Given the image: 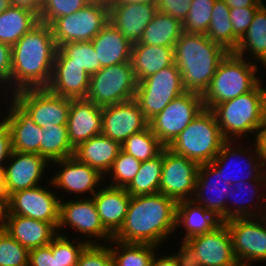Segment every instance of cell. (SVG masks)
<instances>
[{"instance_id": "25", "label": "cell", "mask_w": 266, "mask_h": 266, "mask_svg": "<svg viewBox=\"0 0 266 266\" xmlns=\"http://www.w3.org/2000/svg\"><path fill=\"white\" fill-rule=\"evenodd\" d=\"M253 142H254V147L251 146V148H253V150L251 148L248 149V147H246V150L244 151V149H242L243 147L240 145L237 146V148H236V146L234 148V145L236 143L234 140H227L221 146L219 153L216 155L214 160L211 162L219 170L222 177L226 180V183L230 184L231 186L237 182H241V181L245 182V180H246V182L247 181H261L266 176V174H265L266 170H264V172L262 170L263 166L261 163L258 147H257L255 141H253ZM251 154H253V157ZM242 155L245 157V162L247 163V164L245 163V165L244 164L243 165H244V167L247 165L248 169H249V170L247 169L249 172L246 171L247 172L246 176H247V178H249V180H247V178H245L246 176L245 177L243 176L244 178L242 176H240V178L238 179V177L233 176V174L231 173V170H230V173L226 171V167L227 166L229 167V165H230L228 163L229 162L228 160L232 159V157H238L239 158L241 156V158H242ZM240 161H241V159H240ZM228 167H227V169H228ZM238 172L240 173V171H238Z\"/></svg>"}, {"instance_id": "18", "label": "cell", "mask_w": 266, "mask_h": 266, "mask_svg": "<svg viewBox=\"0 0 266 266\" xmlns=\"http://www.w3.org/2000/svg\"><path fill=\"white\" fill-rule=\"evenodd\" d=\"M214 177L216 182H212L214 181ZM231 189L232 186L226 183V180L222 177L219 170L211 162L202 164L198 170L194 193L195 197H193L192 200L196 204L204 206L207 210L213 212L222 222H224L230 219L231 205H228L225 200L228 199L227 193L230 192ZM207 190L213 194L210 193L211 196L208 195L206 192ZM205 193H207V195H205Z\"/></svg>"}, {"instance_id": "12", "label": "cell", "mask_w": 266, "mask_h": 266, "mask_svg": "<svg viewBox=\"0 0 266 266\" xmlns=\"http://www.w3.org/2000/svg\"><path fill=\"white\" fill-rule=\"evenodd\" d=\"M238 262L246 265L266 261V215L261 217L232 218L224 221Z\"/></svg>"}, {"instance_id": "36", "label": "cell", "mask_w": 266, "mask_h": 266, "mask_svg": "<svg viewBox=\"0 0 266 266\" xmlns=\"http://www.w3.org/2000/svg\"><path fill=\"white\" fill-rule=\"evenodd\" d=\"M53 64H77L91 76L101 68L91 41L65 43L57 48Z\"/></svg>"}, {"instance_id": "23", "label": "cell", "mask_w": 266, "mask_h": 266, "mask_svg": "<svg viewBox=\"0 0 266 266\" xmlns=\"http://www.w3.org/2000/svg\"><path fill=\"white\" fill-rule=\"evenodd\" d=\"M109 22L113 24L130 42H140L144 29L157 12V4L132 3L128 5H109Z\"/></svg>"}, {"instance_id": "28", "label": "cell", "mask_w": 266, "mask_h": 266, "mask_svg": "<svg viewBox=\"0 0 266 266\" xmlns=\"http://www.w3.org/2000/svg\"><path fill=\"white\" fill-rule=\"evenodd\" d=\"M91 76L77 64H53L48 86L51 92L70 99L87 98Z\"/></svg>"}, {"instance_id": "39", "label": "cell", "mask_w": 266, "mask_h": 266, "mask_svg": "<svg viewBox=\"0 0 266 266\" xmlns=\"http://www.w3.org/2000/svg\"><path fill=\"white\" fill-rule=\"evenodd\" d=\"M110 242L116 245V248L110 246L114 266H150L158 249L150 244L124 243L114 239Z\"/></svg>"}, {"instance_id": "27", "label": "cell", "mask_w": 266, "mask_h": 266, "mask_svg": "<svg viewBox=\"0 0 266 266\" xmlns=\"http://www.w3.org/2000/svg\"><path fill=\"white\" fill-rule=\"evenodd\" d=\"M100 68L130 62L131 42L110 22L92 39Z\"/></svg>"}, {"instance_id": "4", "label": "cell", "mask_w": 266, "mask_h": 266, "mask_svg": "<svg viewBox=\"0 0 266 266\" xmlns=\"http://www.w3.org/2000/svg\"><path fill=\"white\" fill-rule=\"evenodd\" d=\"M212 111L226 140L253 132L256 139L266 125V87L260 82L248 93L217 104Z\"/></svg>"}, {"instance_id": "3", "label": "cell", "mask_w": 266, "mask_h": 266, "mask_svg": "<svg viewBox=\"0 0 266 266\" xmlns=\"http://www.w3.org/2000/svg\"><path fill=\"white\" fill-rule=\"evenodd\" d=\"M227 51L205 34L183 32L174 46V63L186 92L203 95Z\"/></svg>"}, {"instance_id": "58", "label": "cell", "mask_w": 266, "mask_h": 266, "mask_svg": "<svg viewBox=\"0 0 266 266\" xmlns=\"http://www.w3.org/2000/svg\"><path fill=\"white\" fill-rule=\"evenodd\" d=\"M158 254H156L153 259H152V262H151V265L150 266H178L173 254L169 255V256H161L158 258L157 256Z\"/></svg>"}, {"instance_id": "13", "label": "cell", "mask_w": 266, "mask_h": 266, "mask_svg": "<svg viewBox=\"0 0 266 266\" xmlns=\"http://www.w3.org/2000/svg\"><path fill=\"white\" fill-rule=\"evenodd\" d=\"M200 165L164 148L160 193L180 201L192 200ZM192 195V196H191Z\"/></svg>"}, {"instance_id": "1", "label": "cell", "mask_w": 266, "mask_h": 266, "mask_svg": "<svg viewBox=\"0 0 266 266\" xmlns=\"http://www.w3.org/2000/svg\"><path fill=\"white\" fill-rule=\"evenodd\" d=\"M177 202L162 194L131 196L127 214L114 240L159 247L176 228Z\"/></svg>"}, {"instance_id": "50", "label": "cell", "mask_w": 266, "mask_h": 266, "mask_svg": "<svg viewBox=\"0 0 266 266\" xmlns=\"http://www.w3.org/2000/svg\"><path fill=\"white\" fill-rule=\"evenodd\" d=\"M193 0H158L157 11L168 14L182 23L186 19Z\"/></svg>"}, {"instance_id": "45", "label": "cell", "mask_w": 266, "mask_h": 266, "mask_svg": "<svg viewBox=\"0 0 266 266\" xmlns=\"http://www.w3.org/2000/svg\"><path fill=\"white\" fill-rule=\"evenodd\" d=\"M88 3L89 0H44L39 22L50 25L56 18L76 13Z\"/></svg>"}, {"instance_id": "63", "label": "cell", "mask_w": 266, "mask_h": 266, "mask_svg": "<svg viewBox=\"0 0 266 266\" xmlns=\"http://www.w3.org/2000/svg\"><path fill=\"white\" fill-rule=\"evenodd\" d=\"M230 266H250V265H246V264H244V263H241V262H236L235 264H232V265H230Z\"/></svg>"}, {"instance_id": "9", "label": "cell", "mask_w": 266, "mask_h": 266, "mask_svg": "<svg viewBox=\"0 0 266 266\" xmlns=\"http://www.w3.org/2000/svg\"><path fill=\"white\" fill-rule=\"evenodd\" d=\"M108 22V5L90 2L76 13L56 18L50 27L59 48L65 43L92 41Z\"/></svg>"}, {"instance_id": "49", "label": "cell", "mask_w": 266, "mask_h": 266, "mask_svg": "<svg viewBox=\"0 0 266 266\" xmlns=\"http://www.w3.org/2000/svg\"><path fill=\"white\" fill-rule=\"evenodd\" d=\"M260 6L230 8V19L234 35L241 40L252 23L253 16Z\"/></svg>"}, {"instance_id": "22", "label": "cell", "mask_w": 266, "mask_h": 266, "mask_svg": "<svg viewBox=\"0 0 266 266\" xmlns=\"http://www.w3.org/2000/svg\"><path fill=\"white\" fill-rule=\"evenodd\" d=\"M10 100L3 120L11 131L13 151L40 155L43 129L13 98Z\"/></svg>"}, {"instance_id": "21", "label": "cell", "mask_w": 266, "mask_h": 266, "mask_svg": "<svg viewBox=\"0 0 266 266\" xmlns=\"http://www.w3.org/2000/svg\"><path fill=\"white\" fill-rule=\"evenodd\" d=\"M102 109L87 98L71 99L67 130L73 148L102 133Z\"/></svg>"}, {"instance_id": "24", "label": "cell", "mask_w": 266, "mask_h": 266, "mask_svg": "<svg viewBox=\"0 0 266 266\" xmlns=\"http://www.w3.org/2000/svg\"><path fill=\"white\" fill-rule=\"evenodd\" d=\"M92 196L104 228L114 236L122 227L131 196L125 188L103 186Z\"/></svg>"}, {"instance_id": "57", "label": "cell", "mask_w": 266, "mask_h": 266, "mask_svg": "<svg viewBox=\"0 0 266 266\" xmlns=\"http://www.w3.org/2000/svg\"><path fill=\"white\" fill-rule=\"evenodd\" d=\"M230 8H241L250 6H261L263 0H223Z\"/></svg>"}, {"instance_id": "52", "label": "cell", "mask_w": 266, "mask_h": 266, "mask_svg": "<svg viewBox=\"0 0 266 266\" xmlns=\"http://www.w3.org/2000/svg\"><path fill=\"white\" fill-rule=\"evenodd\" d=\"M13 152L10 128L3 119L0 120V168H5ZM7 160V161H6ZM6 161V162H5ZM5 162V163H4Z\"/></svg>"}, {"instance_id": "26", "label": "cell", "mask_w": 266, "mask_h": 266, "mask_svg": "<svg viewBox=\"0 0 266 266\" xmlns=\"http://www.w3.org/2000/svg\"><path fill=\"white\" fill-rule=\"evenodd\" d=\"M58 224L8 214L5 231L28 250L48 245L57 235Z\"/></svg>"}, {"instance_id": "59", "label": "cell", "mask_w": 266, "mask_h": 266, "mask_svg": "<svg viewBox=\"0 0 266 266\" xmlns=\"http://www.w3.org/2000/svg\"><path fill=\"white\" fill-rule=\"evenodd\" d=\"M132 3L157 4L158 0H112L110 5H128Z\"/></svg>"}, {"instance_id": "48", "label": "cell", "mask_w": 266, "mask_h": 266, "mask_svg": "<svg viewBox=\"0 0 266 266\" xmlns=\"http://www.w3.org/2000/svg\"><path fill=\"white\" fill-rule=\"evenodd\" d=\"M59 234V261L60 266H76L81 253L89 245L84 240L73 243L62 232ZM64 235V236H63Z\"/></svg>"}, {"instance_id": "60", "label": "cell", "mask_w": 266, "mask_h": 266, "mask_svg": "<svg viewBox=\"0 0 266 266\" xmlns=\"http://www.w3.org/2000/svg\"><path fill=\"white\" fill-rule=\"evenodd\" d=\"M0 196L8 197L5 186V168H0Z\"/></svg>"}, {"instance_id": "38", "label": "cell", "mask_w": 266, "mask_h": 266, "mask_svg": "<svg viewBox=\"0 0 266 266\" xmlns=\"http://www.w3.org/2000/svg\"><path fill=\"white\" fill-rule=\"evenodd\" d=\"M40 142V156L50 163L74 155V148L70 144L67 126L44 127Z\"/></svg>"}, {"instance_id": "7", "label": "cell", "mask_w": 266, "mask_h": 266, "mask_svg": "<svg viewBox=\"0 0 266 266\" xmlns=\"http://www.w3.org/2000/svg\"><path fill=\"white\" fill-rule=\"evenodd\" d=\"M137 79L131 61L102 67L91 75L87 99L105 107L135 98Z\"/></svg>"}, {"instance_id": "10", "label": "cell", "mask_w": 266, "mask_h": 266, "mask_svg": "<svg viewBox=\"0 0 266 266\" xmlns=\"http://www.w3.org/2000/svg\"><path fill=\"white\" fill-rule=\"evenodd\" d=\"M203 109L201 94L185 92L152 118L149 127L159 141L168 147Z\"/></svg>"}, {"instance_id": "11", "label": "cell", "mask_w": 266, "mask_h": 266, "mask_svg": "<svg viewBox=\"0 0 266 266\" xmlns=\"http://www.w3.org/2000/svg\"><path fill=\"white\" fill-rule=\"evenodd\" d=\"M12 95L41 128L67 126L70 98L59 96L47 88L24 89Z\"/></svg>"}, {"instance_id": "16", "label": "cell", "mask_w": 266, "mask_h": 266, "mask_svg": "<svg viewBox=\"0 0 266 266\" xmlns=\"http://www.w3.org/2000/svg\"><path fill=\"white\" fill-rule=\"evenodd\" d=\"M148 126L149 122L135 99L102 109V134L121 145L132 134L141 132Z\"/></svg>"}, {"instance_id": "54", "label": "cell", "mask_w": 266, "mask_h": 266, "mask_svg": "<svg viewBox=\"0 0 266 266\" xmlns=\"http://www.w3.org/2000/svg\"><path fill=\"white\" fill-rule=\"evenodd\" d=\"M255 143L258 147L260 159L263 168H266V125L260 130L255 139Z\"/></svg>"}, {"instance_id": "47", "label": "cell", "mask_w": 266, "mask_h": 266, "mask_svg": "<svg viewBox=\"0 0 266 266\" xmlns=\"http://www.w3.org/2000/svg\"><path fill=\"white\" fill-rule=\"evenodd\" d=\"M29 266H60L59 234L48 245L29 250Z\"/></svg>"}, {"instance_id": "37", "label": "cell", "mask_w": 266, "mask_h": 266, "mask_svg": "<svg viewBox=\"0 0 266 266\" xmlns=\"http://www.w3.org/2000/svg\"><path fill=\"white\" fill-rule=\"evenodd\" d=\"M164 161V149L153 159L141 161L140 169L125 188L130 196L160 193V179Z\"/></svg>"}, {"instance_id": "19", "label": "cell", "mask_w": 266, "mask_h": 266, "mask_svg": "<svg viewBox=\"0 0 266 266\" xmlns=\"http://www.w3.org/2000/svg\"><path fill=\"white\" fill-rule=\"evenodd\" d=\"M11 160V161H10ZM5 167V186L7 196L14 192L40 185L50 162L39 154L13 151Z\"/></svg>"}, {"instance_id": "51", "label": "cell", "mask_w": 266, "mask_h": 266, "mask_svg": "<svg viewBox=\"0 0 266 266\" xmlns=\"http://www.w3.org/2000/svg\"><path fill=\"white\" fill-rule=\"evenodd\" d=\"M11 71H12V46L0 42V88L5 84L3 88L4 91L7 87V90L11 92ZM7 83V84H6ZM10 87V88H9Z\"/></svg>"}, {"instance_id": "30", "label": "cell", "mask_w": 266, "mask_h": 266, "mask_svg": "<svg viewBox=\"0 0 266 266\" xmlns=\"http://www.w3.org/2000/svg\"><path fill=\"white\" fill-rule=\"evenodd\" d=\"M131 64L137 82L174 64V47L132 44Z\"/></svg>"}, {"instance_id": "2", "label": "cell", "mask_w": 266, "mask_h": 266, "mask_svg": "<svg viewBox=\"0 0 266 266\" xmlns=\"http://www.w3.org/2000/svg\"><path fill=\"white\" fill-rule=\"evenodd\" d=\"M50 25L39 22L12 46V93L46 88L57 51Z\"/></svg>"}, {"instance_id": "42", "label": "cell", "mask_w": 266, "mask_h": 266, "mask_svg": "<svg viewBox=\"0 0 266 266\" xmlns=\"http://www.w3.org/2000/svg\"><path fill=\"white\" fill-rule=\"evenodd\" d=\"M216 0H193L183 30L186 33L207 34Z\"/></svg>"}, {"instance_id": "6", "label": "cell", "mask_w": 266, "mask_h": 266, "mask_svg": "<svg viewBox=\"0 0 266 266\" xmlns=\"http://www.w3.org/2000/svg\"><path fill=\"white\" fill-rule=\"evenodd\" d=\"M226 141L214 112L204 108L167 148L202 165L212 162Z\"/></svg>"}, {"instance_id": "56", "label": "cell", "mask_w": 266, "mask_h": 266, "mask_svg": "<svg viewBox=\"0 0 266 266\" xmlns=\"http://www.w3.org/2000/svg\"><path fill=\"white\" fill-rule=\"evenodd\" d=\"M9 214V197L0 196V232L5 231Z\"/></svg>"}, {"instance_id": "35", "label": "cell", "mask_w": 266, "mask_h": 266, "mask_svg": "<svg viewBox=\"0 0 266 266\" xmlns=\"http://www.w3.org/2000/svg\"><path fill=\"white\" fill-rule=\"evenodd\" d=\"M206 35L211 41L220 44L229 52H234L237 48L240 40L233 33L230 7L225 1H215Z\"/></svg>"}, {"instance_id": "8", "label": "cell", "mask_w": 266, "mask_h": 266, "mask_svg": "<svg viewBox=\"0 0 266 266\" xmlns=\"http://www.w3.org/2000/svg\"><path fill=\"white\" fill-rule=\"evenodd\" d=\"M185 92L181 72L174 63L139 81L134 99L149 122Z\"/></svg>"}, {"instance_id": "17", "label": "cell", "mask_w": 266, "mask_h": 266, "mask_svg": "<svg viewBox=\"0 0 266 266\" xmlns=\"http://www.w3.org/2000/svg\"><path fill=\"white\" fill-rule=\"evenodd\" d=\"M59 164L60 171L52 176L51 188H59L62 191L72 192L73 195H84L90 193L91 197L97 192L101 180H105L103 175L86 163L79 161L74 155L60 160H55L51 164ZM62 169V170H61ZM103 178V179H102Z\"/></svg>"}, {"instance_id": "14", "label": "cell", "mask_w": 266, "mask_h": 266, "mask_svg": "<svg viewBox=\"0 0 266 266\" xmlns=\"http://www.w3.org/2000/svg\"><path fill=\"white\" fill-rule=\"evenodd\" d=\"M65 226H69V228L72 227V229L76 230L80 235H88L84 240L88 244H99L95 239L96 237L98 240L105 239V242L107 240L110 242L113 239V236L101 223L98 211L91 197H84L78 200L75 199V201L69 200L67 202L60 200L57 232L63 229V227L66 228Z\"/></svg>"}, {"instance_id": "62", "label": "cell", "mask_w": 266, "mask_h": 266, "mask_svg": "<svg viewBox=\"0 0 266 266\" xmlns=\"http://www.w3.org/2000/svg\"><path fill=\"white\" fill-rule=\"evenodd\" d=\"M90 2H98V3H103V4H106V5H110L112 0H89Z\"/></svg>"}, {"instance_id": "5", "label": "cell", "mask_w": 266, "mask_h": 266, "mask_svg": "<svg viewBox=\"0 0 266 266\" xmlns=\"http://www.w3.org/2000/svg\"><path fill=\"white\" fill-rule=\"evenodd\" d=\"M249 61L234 52L227 53L202 95L204 108L212 110L217 104L248 93L261 82L256 61Z\"/></svg>"}, {"instance_id": "44", "label": "cell", "mask_w": 266, "mask_h": 266, "mask_svg": "<svg viewBox=\"0 0 266 266\" xmlns=\"http://www.w3.org/2000/svg\"><path fill=\"white\" fill-rule=\"evenodd\" d=\"M0 266H29V250L6 231L0 232Z\"/></svg>"}, {"instance_id": "31", "label": "cell", "mask_w": 266, "mask_h": 266, "mask_svg": "<svg viewBox=\"0 0 266 266\" xmlns=\"http://www.w3.org/2000/svg\"><path fill=\"white\" fill-rule=\"evenodd\" d=\"M222 223L213 212L204 206L196 204L193 200L180 201L177 203L176 228L185 227L184 239L188 240L196 235L213 231ZM180 224V225H179Z\"/></svg>"}, {"instance_id": "15", "label": "cell", "mask_w": 266, "mask_h": 266, "mask_svg": "<svg viewBox=\"0 0 266 266\" xmlns=\"http://www.w3.org/2000/svg\"><path fill=\"white\" fill-rule=\"evenodd\" d=\"M38 185L9 196V214L59 224L60 200L48 187Z\"/></svg>"}, {"instance_id": "40", "label": "cell", "mask_w": 266, "mask_h": 266, "mask_svg": "<svg viewBox=\"0 0 266 266\" xmlns=\"http://www.w3.org/2000/svg\"><path fill=\"white\" fill-rule=\"evenodd\" d=\"M124 152L135 159L146 161L159 155L165 146L159 141L148 126L141 132L132 134L121 145Z\"/></svg>"}, {"instance_id": "46", "label": "cell", "mask_w": 266, "mask_h": 266, "mask_svg": "<svg viewBox=\"0 0 266 266\" xmlns=\"http://www.w3.org/2000/svg\"><path fill=\"white\" fill-rule=\"evenodd\" d=\"M76 266H114L109 246L104 243L89 244L81 253Z\"/></svg>"}, {"instance_id": "34", "label": "cell", "mask_w": 266, "mask_h": 266, "mask_svg": "<svg viewBox=\"0 0 266 266\" xmlns=\"http://www.w3.org/2000/svg\"><path fill=\"white\" fill-rule=\"evenodd\" d=\"M183 32V23L180 20L157 11L138 43L174 47Z\"/></svg>"}, {"instance_id": "61", "label": "cell", "mask_w": 266, "mask_h": 266, "mask_svg": "<svg viewBox=\"0 0 266 266\" xmlns=\"http://www.w3.org/2000/svg\"><path fill=\"white\" fill-rule=\"evenodd\" d=\"M12 5V0H0V14Z\"/></svg>"}, {"instance_id": "55", "label": "cell", "mask_w": 266, "mask_h": 266, "mask_svg": "<svg viewBox=\"0 0 266 266\" xmlns=\"http://www.w3.org/2000/svg\"><path fill=\"white\" fill-rule=\"evenodd\" d=\"M44 0H12V4L35 12L38 16L42 10Z\"/></svg>"}, {"instance_id": "20", "label": "cell", "mask_w": 266, "mask_h": 266, "mask_svg": "<svg viewBox=\"0 0 266 266\" xmlns=\"http://www.w3.org/2000/svg\"><path fill=\"white\" fill-rule=\"evenodd\" d=\"M186 241L196 250L201 266H230L237 262L230 231L224 222L213 231Z\"/></svg>"}, {"instance_id": "43", "label": "cell", "mask_w": 266, "mask_h": 266, "mask_svg": "<svg viewBox=\"0 0 266 266\" xmlns=\"http://www.w3.org/2000/svg\"><path fill=\"white\" fill-rule=\"evenodd\" d=\"M140 166V160L135 159L132 155L121 149L108 171V174L113 175L110 177L112 179H110L109 186L126 188L138 173Z\"/></svg>"}, {"instance_id": "32", "label": "cell", "mask_w": 266, "mask_h": 266, "mask_svg": "<svg viewBox=\"0 0 266 266\" xmlns=\"http://www.w3.org/2000/svg\"><path fill=\"white\" fill-rule=\"evenodd\" d=\"M38 23L35 12L12 4L0 14V42L13 46Z\"/></svg>"}, {"instance_id": "41", "label": "cell", "mask_w": 266, "mask_h": 266, "mask_svg": "<svg viewBox=\"0 0 266 266\" xmlns=\"http://www.w3.org/2000/svg\"><path fill=\"white\" fill-rule=\"evenodd\" d=\"M246 182H243V181H241V182H237V183H235V184H233L232 185V189L230 190V193H233L232 195H230V193L228 192L227 194H228V197H229V195L230 196H234V194H235V192L237 191V193L238 192H243V186L244 185H247L248 183H251L250 184V187H253L252 185L254 184V187H253V189H255V190H252V188H250L249 190H251L250 192H252L253 191V193H252V196L253 195H256L257 193V196H255V197H257L256 199H258V200H260V201H263L262 203L261 202H259V203H255V206L252 204L251 205V203H246V205H245V203H244V205H242V203L241 202H243V201H237V199H233V201H234V203L236 204H234V206L232 207V208H230V219H232V218H245V217H261V216H265L266 215V195L265 194H263V193H259V187L257 188L256 187V185H262L263 187H264V185L266 186V176L261 180V181H247V183L245 184ZM253 183V184H252ZM235 186V187H234ZM248 186V185H247ZM247 187H245V189H246ZM247 190V189H246ZM243 194V193H242ZM235 195H237V194H235ZM248 195H250V194H248ZM251 196V200H253L254 198ZM240 197V196H239ZM250 200V199H249ZM250 200V201H251ZM246 202V201H245ZM248 202V201H247ZM240 203H241V205H240ZM248 204V205H247ZM261 204H263V205H261L262 207H264V209H261L262 207L260 206ZM254 206V207H253ZM256 206H257V208H260L259 210H255V211H253L255 208H256ZM259 206V207H258ZM253 209V210H252ZM253 211V212H252ZM262 211V212H261ZM265 211V212H264ZM257 212V213H256Z\"/></svg>"}, {"instance_id": "33", "label": "cell", "mask_w": 266, "mask_h": 266, "mask_svg": "<svg viewBox=\"0 0 266 266\" xmlns=\"http://www.w3.org/2000/svg\"><path fill=\"white\" fill-rule=\"evenodd\" d=\"M265 66L266 69V4H262L253 16L251 25L241 38L234 53L245 58V52Z\"/></svg>"}, {"instance_id": "53", "label": "cell", "mask_w": 266, "mask_h": 266, "mask_svg": "<svg viewBox=\"0 0 266 266\" xmlns=\"http://www.w3.org/2000/svg\"><path fill=\"white\" fill-rule=\"evenodd\" d=\"M181 243L179 251L173 255L178 266H201L196 250L186 240H182Z\"/></svg>"}, {"instance_id": "29", "label": "cell", "mask_w": 266, "mask_h": 266, "mask_svg": "<svg viewBox=\"0 0 266 266\" xmlns=\"http://www.w3.org/2000/svg\"><path fill=\"white\" fill-rule=\"evenodd\" d=\"M121 144L102 133L91 137L74 148V156L105 176L117 158Z\"/></svg>"}]
</instances>
